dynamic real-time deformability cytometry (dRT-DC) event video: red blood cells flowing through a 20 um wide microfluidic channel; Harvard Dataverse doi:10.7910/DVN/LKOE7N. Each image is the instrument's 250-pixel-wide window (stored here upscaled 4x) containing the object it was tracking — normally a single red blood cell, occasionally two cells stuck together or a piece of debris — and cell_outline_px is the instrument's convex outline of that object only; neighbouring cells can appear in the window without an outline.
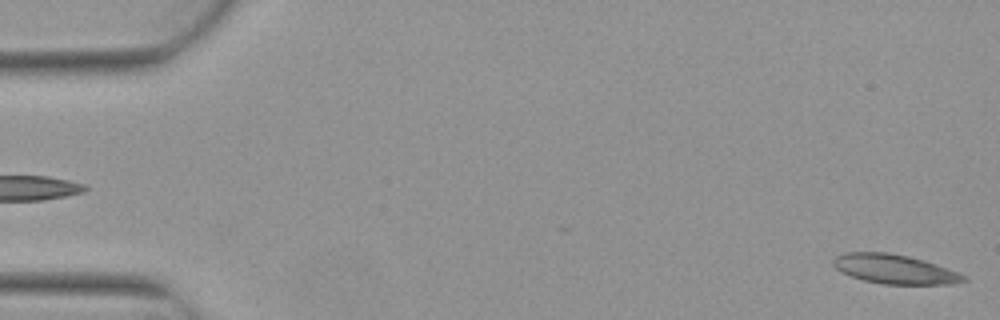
{"species": "Egyptian fruit bat (a non-hibernating species)", "species_latin": "Rousettus aegyptiacus", "temperature_condition": "warm", "stored_images_in_passage": 5, "segment_of_instrument_passage": [2, 2], "camera_frame_rate_fps": 3000, "um_per_image_px": 0.085, "animal": {"sex": "female"}, "frame": {"image": 1, "passage_image": 5, "time_ms": 1.333, "image_size_px": [1000, 320], "cell_outline_px": [[968, 280], [948, 284], [884, 284], [864, 280], [840, 272], [832, 264], [832, 260], [836, 256], [844, 252], [888, 252], [908, 256], [924, 260], [960, 272], [968, 276]], "centroid_in_image_um": [76.05, 22.87], "position_along_channel_um": 8.9, "area_um2": 22.37}}